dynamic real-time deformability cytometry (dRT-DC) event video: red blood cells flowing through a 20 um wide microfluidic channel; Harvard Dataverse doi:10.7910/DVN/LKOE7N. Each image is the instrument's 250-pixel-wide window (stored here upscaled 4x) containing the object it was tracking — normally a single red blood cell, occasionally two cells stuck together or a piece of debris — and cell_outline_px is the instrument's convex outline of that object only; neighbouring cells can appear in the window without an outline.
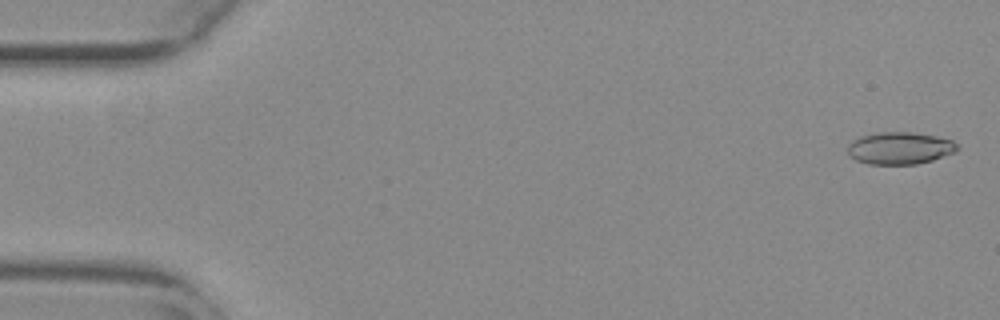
{"species": "common noctule bat (a hibernating species)", "species_latin": "Nyctalus noctula", "temperature_condition": "warm", "stored_images_in_passage": 10, "camera_frame_rate_fps": 3000, "um_per_image_px": 0.085, "animal": {"sex": "female", "body_mass_g": 29.2, "forearm_length_mm": 56.3}, "frame": {"image": 1, "passage_image": 2, "time_ms": 0.333, "image_size_px": [1000, 320], "cell_outline_px": [[960, 148], [956, 152], [932, 160], [916, 164], [868, 164], [856, 160], [848, 152], [848, 144], [852, 140], [860, 136], [876, 132], [912, 132], [936, 136], [952, 140]], "centroid_in_image_um": [76.49, 12.58], "position_along_channel_um": 8.5, "area_um2": 20.63}}